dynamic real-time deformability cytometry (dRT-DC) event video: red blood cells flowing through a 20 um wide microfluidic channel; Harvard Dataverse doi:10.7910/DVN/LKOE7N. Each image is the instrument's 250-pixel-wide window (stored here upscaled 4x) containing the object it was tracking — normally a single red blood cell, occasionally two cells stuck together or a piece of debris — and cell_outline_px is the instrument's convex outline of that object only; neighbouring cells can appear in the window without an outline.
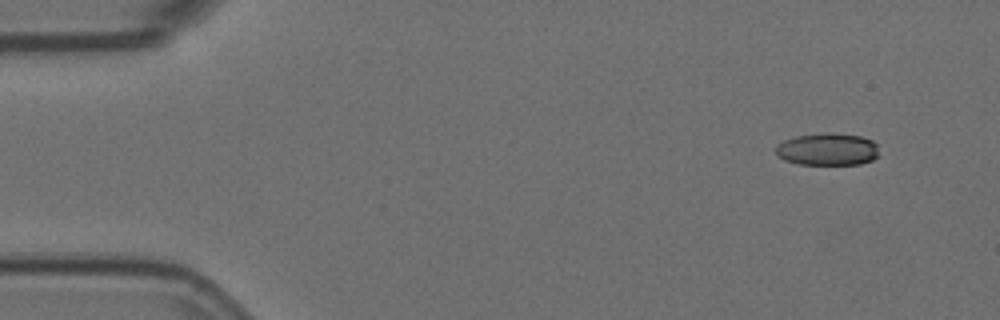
{"species": "Egyptian fruit bat (a non-hibernating species)", "species_latin": "Rousettus aegyptiacus", "temperature_condition": "room temperature", "stored_images_in_passage": 6, "camera_frame_rate_fps": 3000, "um_per_image_px": 0.085, "animal": {"sex": "female"}, "frame": {"image": 1, "passage_image": 1, "time_ms": 0.0, "image_size_px": [1000, 320], "cell_outline_px": [[880, 156], [872, 160], [860, 164], [796, 164], [784, 160], [776, 152], [776, 144], [784, 140], [796, 136], [860, 136], [872, 140], [876, 144]], "centroid_in_image_um": [70.35, 12.75], "position_along_channel_um": 14.6, "area_um2": 18.61}}
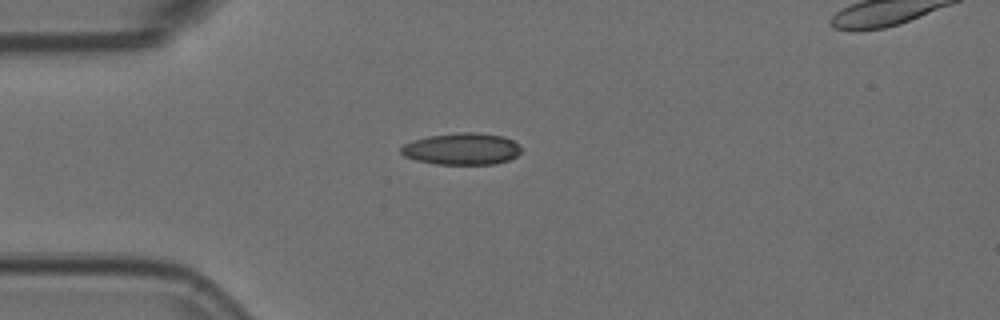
{"frame": {"image": 2, "passage_image": 4, "time_ms": 1.0, "image_size_px": [1000, 320], "cell_outline_px": [[520, 152], [516, 156], [508, 160], [496, 164], [436, 164], [416, 160], [404, 156], [400, 152], [400, 148], [404, 144], [412, 140], [428, 136], [460, 132], [480, 132], [504, 136], [520, 144]], "centroid_in_image_um": [39.26, 12.65], "position_along_channel_um": 45.7, "area_um2": 22.43}}
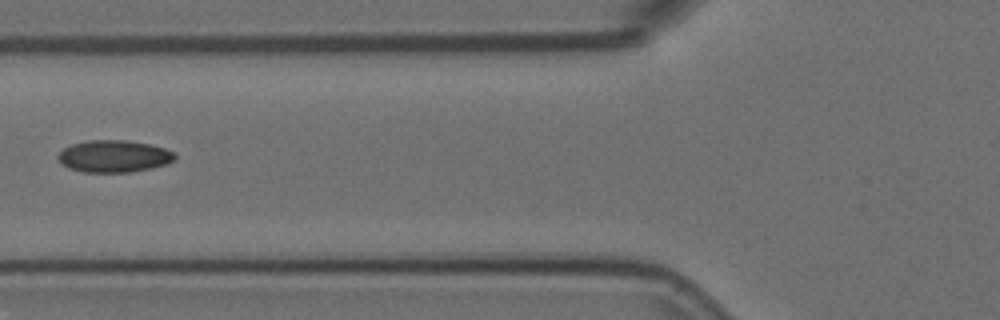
{"frame": {"image": 3, "passage_image": 6, "time_ms": 1.667, "image_size_px": [1000, 320], "cell_outline_px": [[176, 160], [152, 168], [132, 172], [84, 172], [68, 168], [56, 156], [64, 148], [72, 144], [88, 140], [128, 140], [148, 144], [164, 148], [172, 152], [176, 156]], "centroid_in_image_um": [9.69, 13.28], "position_along_channel_um": 116.1, "area_um2": 21.73}}